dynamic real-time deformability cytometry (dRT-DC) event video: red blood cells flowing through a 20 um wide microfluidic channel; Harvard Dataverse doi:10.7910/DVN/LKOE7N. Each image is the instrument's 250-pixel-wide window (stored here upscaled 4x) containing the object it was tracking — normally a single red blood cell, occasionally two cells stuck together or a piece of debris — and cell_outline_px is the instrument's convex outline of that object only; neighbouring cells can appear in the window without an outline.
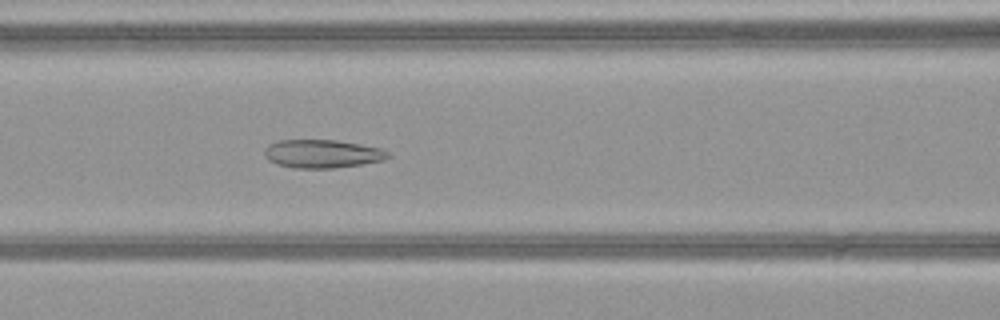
{"species": "common noctule bat (a hibernating species)", "species_latin": "Nyctalus noctula", "temperature_condition": "warm", "stored_images_in_passage": 46, "camera_frame_rate_fps": 3000, "um_per_image_px": 0.085, "animal": {"sex": "female", "body_mass_g": 21.9}, "frame": {"image": 1, "passage_image": 18, "time_ms": 5.667, "image_size_px": [1000, 320], "cell_outline_px": [[392, 156], [384, 160], [360, 164], [332, 168], [292, 168], [276, 164], [268, 160], [264, 156], [264, 148], [268, 144], [276, 140], [336, 140], [360, 144], [380, 148], [388, 152]], "centroid_in_image_um": [27.35, 13.07], "position_along_channel_um": 139.3, "area_um2": 20.52}}
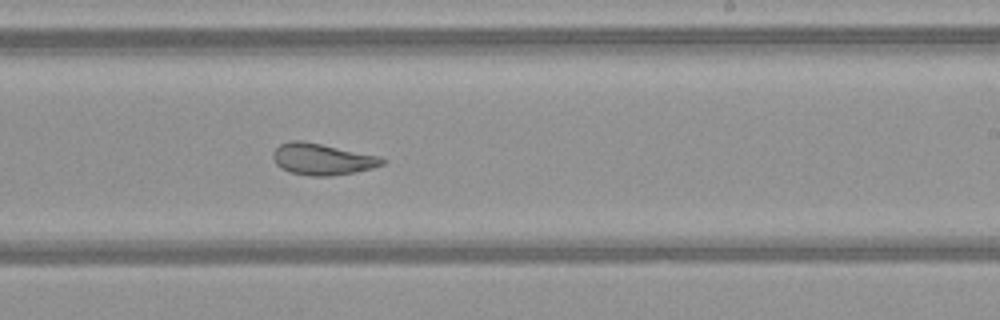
{"frame": {"image": 2, "passage_image": 27, "time_ms": 8.667, "image_size_px": [1000, 320], "cell_outline_px": [[388, 160], [384, 164], [372, 168], [332, 176], [312, 176], [288, 172], [280, 168], [276, 164], [272, 156], [272, 152], [280, 144], [292, 140], [300, 140], [380, 156]], "centroid_in_image_um": [27.37, 13.53], "position_along_channel_um": 261.6, "area_um2": 20.0}}
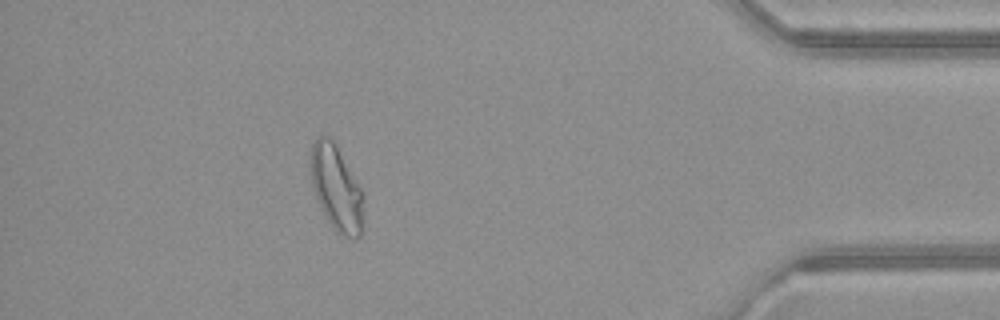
{"frame": {"image": 3, "passage_image": 41, "time_ms": 13.333, "image_size_px": [1000, 320], "cell_outline_px": [[364, 220], [360, 236], [356, 240], [352, 240], [336, 232], [320, 208], [312, 184], [312, 144], [316, 136], [320, 132], [328, 136], [332, 140], [360, 188], [364, 200]], "centroid_in_image_um": [28.61, 16.06], "position_along_channel_um": 406.6, "area_um2": 26.01}, "authors_computed_cell_mechanics": {"area_um2": 24.1893, "velocity_mm_per_s": 4.0862, "shape_relaxation_time_tau1_ms": 9.4089, "shape_relaxation_time_tau2_ms": 1.256, "deformation_change_tau1": 0.2176, "deformation_change_tau2": 0.0888}}